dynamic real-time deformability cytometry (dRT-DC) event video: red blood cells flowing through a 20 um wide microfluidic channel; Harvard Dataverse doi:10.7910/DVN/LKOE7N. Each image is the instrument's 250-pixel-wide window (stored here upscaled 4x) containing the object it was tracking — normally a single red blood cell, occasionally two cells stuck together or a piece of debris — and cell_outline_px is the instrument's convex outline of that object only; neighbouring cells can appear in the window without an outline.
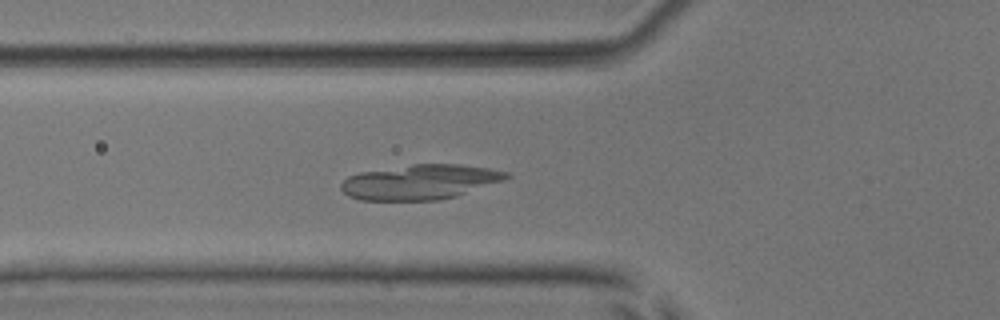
{"species": "common noctule bat (a hibernating species)", "species_latin": "Nyctalus noctula", "temperature_condition": "room temperature", "stored_images_in_passage": 49, "camera_frame_rate_fps": 3000, "um_per_image_px": 0.085, "animal": {"sex": "male", "body_mass_g": 17.9, "forearm_length_mm": 54.2}, "frame": {"image": 1, "passage_image": 15, "time_ms": 4.667, "image_size_px": [1000, 320], "cell_outline_px": [[512, 176], [504, 180], [456, 196], [440, 200], [360, 200], [348, 196], [340, 188], [340, 184], [348, 176], [360, 172], [412, 164], [460, 164], [488, 168], [508, 172]], "centroid_in_image_um": [35.7, 15.47], "position_along_channel_um": 90.1, "area_um2": 33.58}}
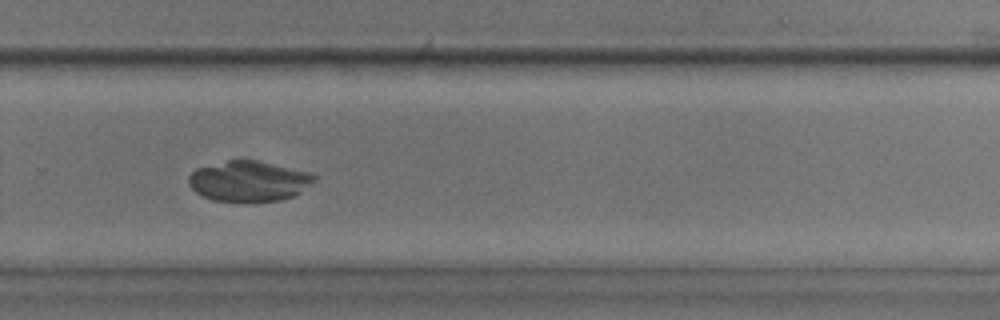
{"frame": {"image": 2, "passage_image": 32, "time_ms": 10.333, "image_size_px": [1000, 320], "cell_outline_px": [[316, 180], [296, 196], [280, 200], [212, 200], [200, 196], [188, 184], [188, 176], [196, 168], [228, 160], [256, 160], [308, 172], [316, 176]], "centroid_in_image_um": [21.13, 15.39], "position_along_channel_um": 308.7, "area_um2": 29.3}}
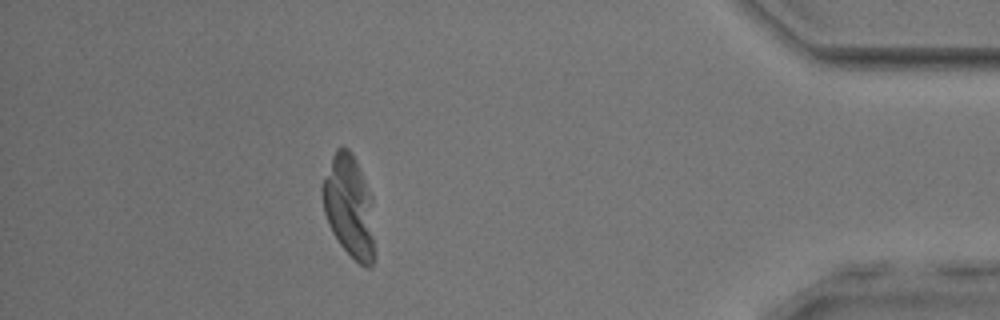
{"frame": {"image": 3, "passage_image": 43, "time_ms": 14.0, "image_size_px": [1000, 320], "cell_outline_px": [[376, 260], [368, 268], [364, 268], [340, 244], [332, 232], [328, 224], [324, 212], [320, 188], [324, 176], [332, 156], [336, 148], [348, 148], [352, 152], [356, 160], [372, 196], [376, 256]], "centroid_in_image_um": [29.7, 17.58], "position_along_channel_um": 405.5, "area_um2": 31.79}}